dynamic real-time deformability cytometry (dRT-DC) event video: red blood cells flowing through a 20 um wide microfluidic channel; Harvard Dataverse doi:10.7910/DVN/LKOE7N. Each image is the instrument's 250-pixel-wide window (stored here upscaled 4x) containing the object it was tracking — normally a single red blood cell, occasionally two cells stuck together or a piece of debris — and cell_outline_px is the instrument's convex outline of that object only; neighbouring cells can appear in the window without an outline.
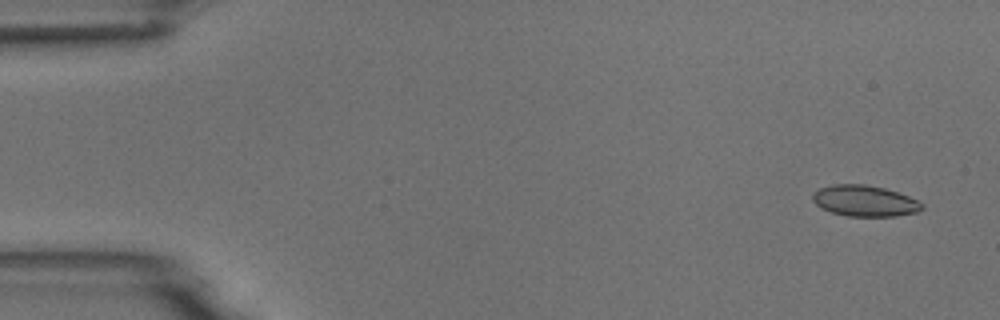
{"species": "common noctule bat (a hibernating species)", "species_latin": "Nyctalus noctula", "temperature_condition": "room temperature", "stored_images_in_passage": 4, "camera_frame_rate_fps": 3000, "um_per_image_px": 0.085, "animal": {"sex": "male", "body_mass_g": 18.8}, "frame": {"image": 1, "passage_image": 1, "time_ms": 0.0, "image_size_px": [1000, 320], "cell_outline_px": [[924, 208], [916, 212], [896, 216], [848, 216], [832, 212], [816, 204], [812, 200], [812, 192], [820, 188], [832, 184], [864, 184], [884, 188], [908, 196], [924, 204]], "centroid_in_image_um": [73.49, 17.07], "position_along_channel_um": 11.5, "area_um2": 19.65}}
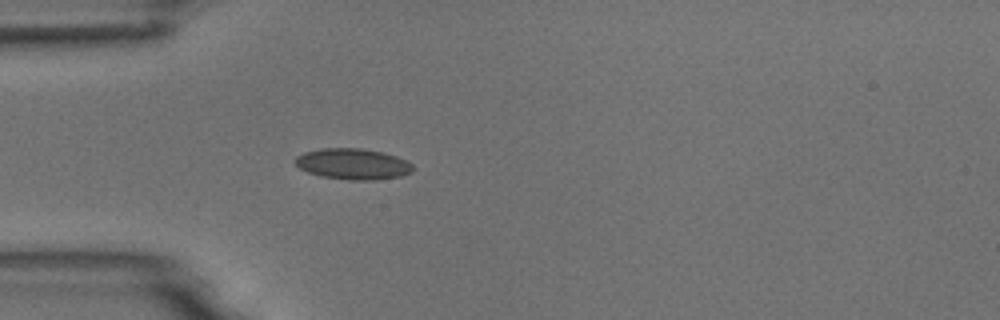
{"frame": {"image": 2, "passage_image": 4, "time_ms": 4.333, "image_size_px": [1000, 320], "cell_outline_px": [[412, 172], [400, 176], [372, 180], [348, 180], [320, 176], [308, 172], [300, 168], [296, 164], [296, 156], [304, 152], [320, 148], [360, 148], [384, 152], [396, 156], [412, 164]], "centroid_in_image_um": [29.98, 13.93], "position_along_channel_um": 55.0, "area_um2": 21.15}}